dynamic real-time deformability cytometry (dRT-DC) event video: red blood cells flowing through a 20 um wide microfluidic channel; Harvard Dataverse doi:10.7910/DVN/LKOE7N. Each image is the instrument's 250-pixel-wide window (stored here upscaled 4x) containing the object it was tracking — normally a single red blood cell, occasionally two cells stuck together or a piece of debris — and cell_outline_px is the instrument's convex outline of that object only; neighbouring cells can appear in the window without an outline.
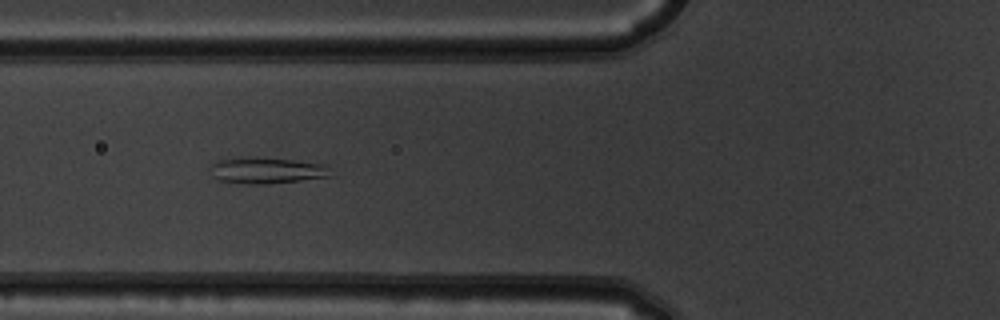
{"species": "common noctule bat (a hibernating species)", "species_latin": "Nyctalus noctula", "temperature_condition": "warm", "stored_images_in_passage": 7, "camera_frame_rate_fps": 3000, "um_per_image_px": 0.085, "animal": {"sex": "male", "body_mass_g": 19.5, "forearm_length_mm": 54.6}, "frame": {"image": 1, "passage_image": 3, "time_ms": 0.667, "image_size_px": [1000, 320], "cell_outline_px": [[332, 176], [268, 184], [244, 184], [216, 180], [212, 176], [212, 164], [216, 160], [244, 156], [256, 156], [328, 164]], "centroid_in_image_um": [22.65, 14.47], "position_along_channel_um": 103.1, "area_um2": 18.79}}
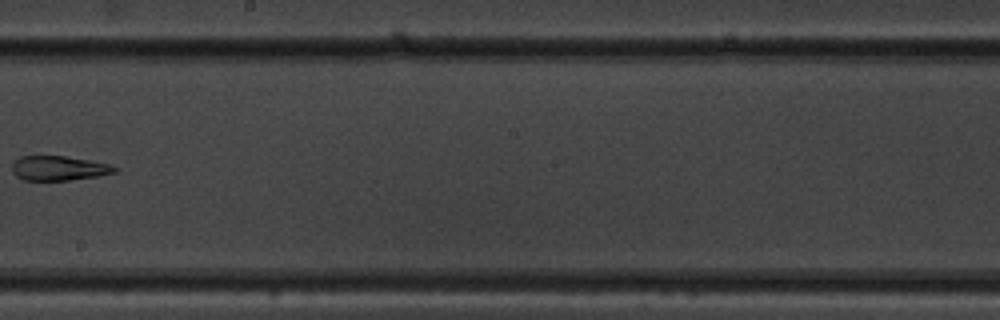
{"frame": {"image": 2, "passage_image": 6, "time_ms": 1.667, "image_size_px": [1000, 320], "cell_outline_px": [[116, 172], [100, 176], [68, 180], [24, 180], [16, 176], [12, 172], [12, 164], [20, 156], [64, 156], [112, 164], [116, 168]], "centroid_in_image_um": [5.0, 14.3], "position_along_channel_um": 243.2, "area_um2": 14.68}}
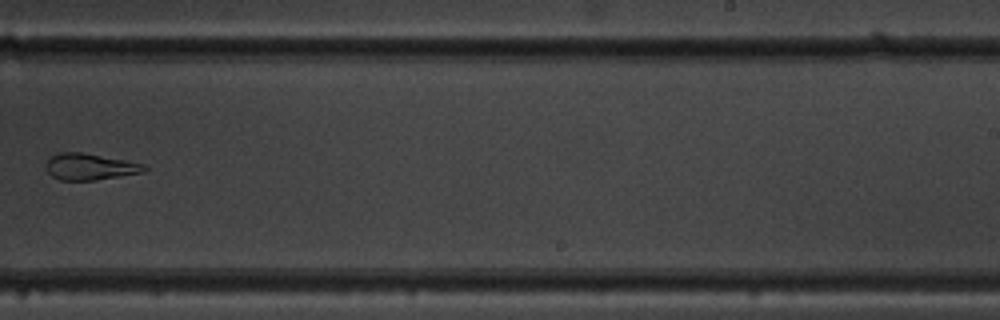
{"frame": {"image": 3, "passage_image": 7, "time_ms": 2.0, "image_size_px": [1000, 320], "cell_outline_px": [[148, 168], [144, 172], [96, 180], [60, 180], [52, 176], [44, 168], [44, 164], [52, 156], [60, 152], [80, 152], [124, 160], [144, 164]], "centroid_in_image_um": [7.61, 14.18], "position_along_channel_um": 281.4, "area_um2": 15.09}}